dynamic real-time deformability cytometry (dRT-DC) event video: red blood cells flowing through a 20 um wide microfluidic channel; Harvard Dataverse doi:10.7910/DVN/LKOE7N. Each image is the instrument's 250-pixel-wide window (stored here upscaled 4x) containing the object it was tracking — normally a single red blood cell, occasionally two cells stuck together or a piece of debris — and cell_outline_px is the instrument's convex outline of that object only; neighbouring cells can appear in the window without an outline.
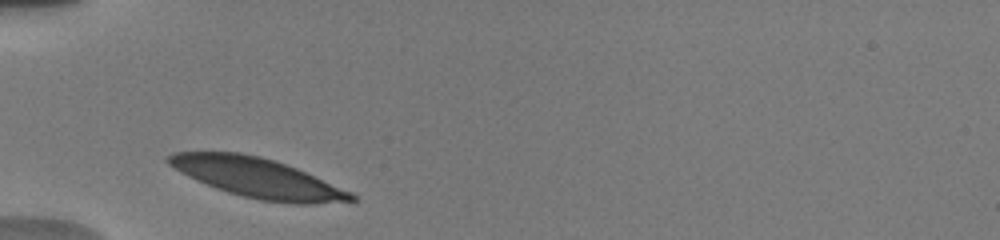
{"species": "human", "species_latin": "Homo sapiens", "temperature_condition": "warm", "stored_images_in_passage": 2, "camera_frame_rate_fps": 3000, "um_per_image_px": 0.085, "donor": {"sex": "male"}, "frame": {"image": 1, "passage_image": 1, "time_ms": 0.0, "image_size_px": [1000, 240], "cell_outline_px": [[356, 200], [312, 204], [296, 204], [260, 200], [228, 192], [216, 188], [196, 180], [180, 172], [168, 164], [164, 160], [164, 156], [172, 152], [240, 152], [260, 156], [296, 168], [352, 192], [356, 196]], "centroid_in_image_um": [21.84, 15.11], "position_along_channel_um": 63.2, "area_um2": 41.91}}